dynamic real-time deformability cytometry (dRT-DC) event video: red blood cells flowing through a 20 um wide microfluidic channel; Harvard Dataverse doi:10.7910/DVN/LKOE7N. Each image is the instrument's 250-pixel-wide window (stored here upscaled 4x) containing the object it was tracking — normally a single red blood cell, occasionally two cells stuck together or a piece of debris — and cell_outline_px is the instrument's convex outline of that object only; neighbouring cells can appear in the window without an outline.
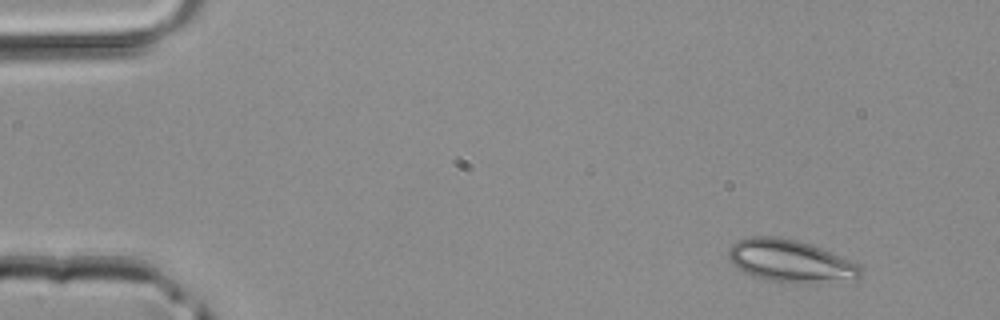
{"species": "common noctule bat (a hibernating species)", "species_latin": "Nyctalus noctula", "temperature_condition": "room temperature", "stored_images_in_passage": 42, "camera_frame_rate_fps": 3000, "um_per_image_px": 0.085, "animal": {"sex": "male", "body_mass_g": 20.4}, "frame": {"image": 1, "passage_image": 4, "time_ms": 1.0, "image_size_px": [1000, 320], "cell_outline_px": [[860, 276], [856, 280], [772, 280], [756, 276], [736, 268], [732, 264], [728, 256], [728, 248], [736, 240], [748, 236], [776, 236], [796, 240], [820, 248], [856, 264], [860, 268]], "centroid_in_image_um": [67.06, 22.12], "position_along_channel_um": 17.9, "area_um2": 31.15}}
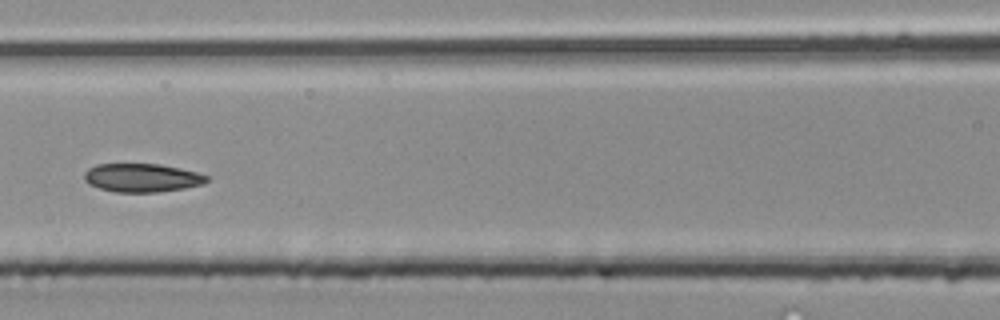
{"frame": {"image": 2, "passage_image": 20, "time_ms": 6.333, "image_size_px": [1000, 320], "cell_outline_px": [[208, 180], [204, 184], [184, 188], [160, 192], [116, 192], [100, 188], [88, 184], [84, 180], [84, 172], [88, 168], [96, 164], [160, 164], [180, 168], [196, 172], [208, 176]], "centroid_in_image_um": [12.05, 15.11], "position_along_channel_um": 154.5, "area_um2": 20.4}}
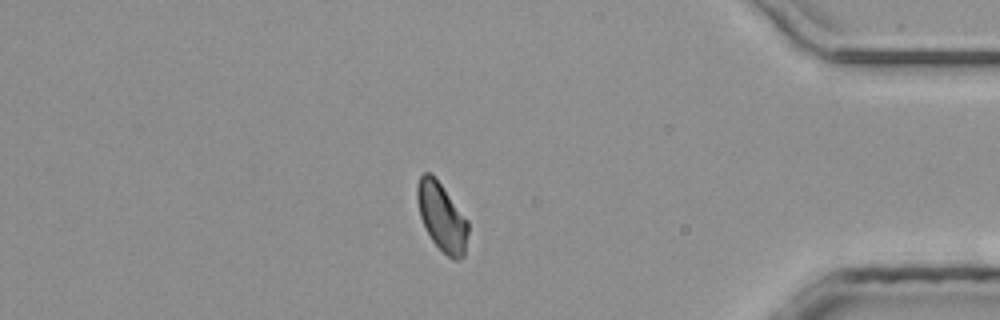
{"frame": {"image": 3, "passage_image": 38, "time_ms": 12.333, "image_size_px": [1000, 320], "cell_outline_px": [[468, 232], [464, 256], [456, 260], [452, 260], [432, 240], [420, 216], [416, 200], [416, 184], [420, 176], [424, 172], [428, 172], [440, 184], [468, 220]], "centroid_in_image_um": [37.54, 18.45], "position_along_channel_um": 397.7, "area_um2": 19.88}}